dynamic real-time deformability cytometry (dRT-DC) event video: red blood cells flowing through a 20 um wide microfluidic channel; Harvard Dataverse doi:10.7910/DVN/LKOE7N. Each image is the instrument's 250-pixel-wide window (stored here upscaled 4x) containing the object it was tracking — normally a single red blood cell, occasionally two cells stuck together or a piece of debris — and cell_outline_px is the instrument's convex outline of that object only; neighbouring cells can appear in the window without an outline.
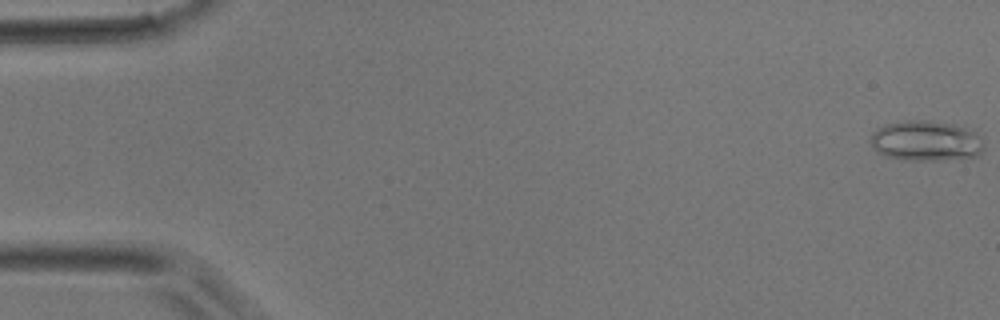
{"species": "common noctule bat (a hibernating species)", "species_latin": "Nyctalus noctula", "temperature_condition": "room temperature", "stored_images_in_passage": 47, "camera_frame_rate_fps": 3000, "um_per_image_px": 0.085, "animal": {"sex": "male", "body_mass_g": 17.9}, "frame": {"image": 1, "passage_image": 1, "time_ms": 0.0, "image_size_px": [1000, 320], "cell_outline_px": [[984, 148], [976, 156], [940, 160], [900, 160], [884, 156], [876, 152], [872, 148], [872, 132], [876, 128], [884, 124], [904, 120], [932, 120], [952, 124], [976, 132], [980, 136], [984, 144]], "centroid_in_image_um": [78.67, 11.97], "position_along_channel_um": 6.3, "area_um2": 26.93}}
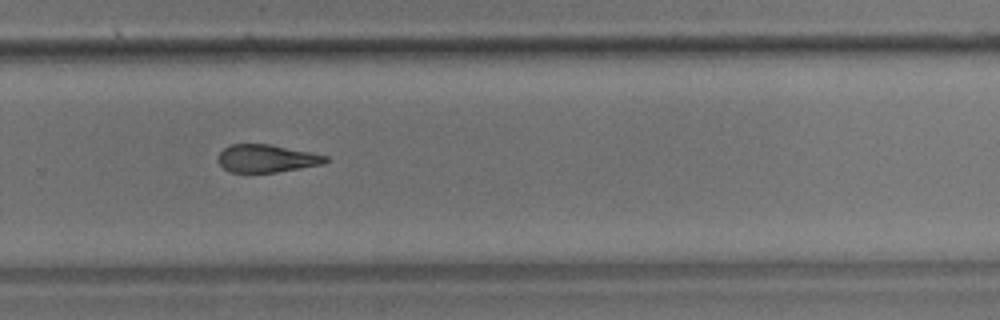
{"frame": {"image": 2, "passage_image": 32, "time_ms": 10.333, "image_size_px": [1000, 320], "cell_outline_px": [[328, 160], [324, 164], [276, 172], [228, 172], [216, 160], [220, 152], [224, 148], [232, 144], [272, 144], [328, 156]], "centroid_in_image_um": [22.65, 13.46], "position_along_channel_um": 307.2, "area_um2": 17.4}}
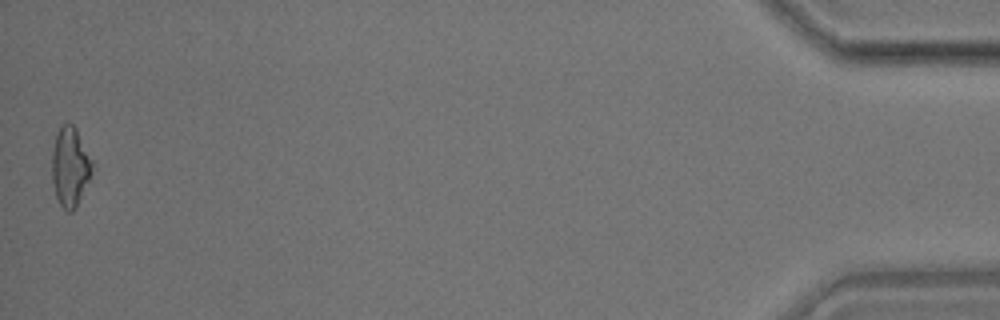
{"frame": {"image": 3, "passage_image": 47, "time_ms": 15.333, "image_size_px": [1000, 320], "cell_outline_px": [[96, 168], [76, 208], [72, 212], [68, 212], [60, 204], [56, 196], [52, 180], [52, 152], [56, 132], [68, 120], [76, 128]], "centroid_in_image_um": [5.99, 14.18], "position_along_channel_um": 429.2, "area_um2": 19.02}}